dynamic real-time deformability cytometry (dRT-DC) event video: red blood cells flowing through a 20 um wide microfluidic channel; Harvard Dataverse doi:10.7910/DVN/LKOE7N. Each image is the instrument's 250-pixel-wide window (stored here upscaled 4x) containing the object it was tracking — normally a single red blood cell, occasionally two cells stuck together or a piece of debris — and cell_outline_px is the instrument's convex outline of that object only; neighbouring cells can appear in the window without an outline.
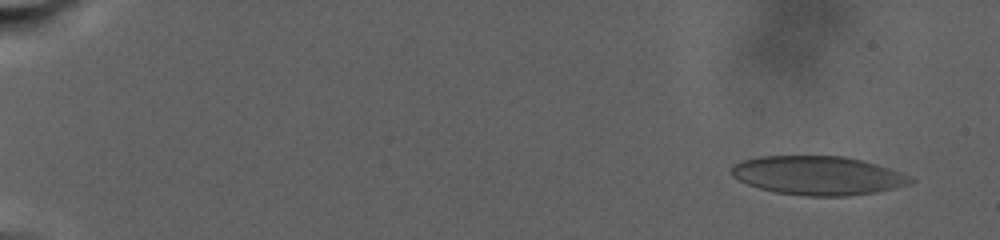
{"species": "human", "species_latin": "Homo sapiens", "temperature_condition": "warm", "stored_images_in_passage": 105, "camera_frame_rate_fps": 3000, "um_per_image_px": 0.085, "donor": {"sex": "male"}, "frame": {"image": 1, "passage_image": 8, "time_ms": 1.667, "image_size_px": [1000, 240], "cell_outline_px": [[916, 180], [908, 184], [896, 188], [876, 192], [844, 196], [808, 196], [776, 192], [760, 188], [736, 180], [732, 176], [732, 164], [744, 160], [760, 156], [844, 156], [864, 160], [900, 172]], "centroid_in_image_um": [69.51, 14.91], "position_along_channel_um": 15.5, "area_um2": 40.46}}
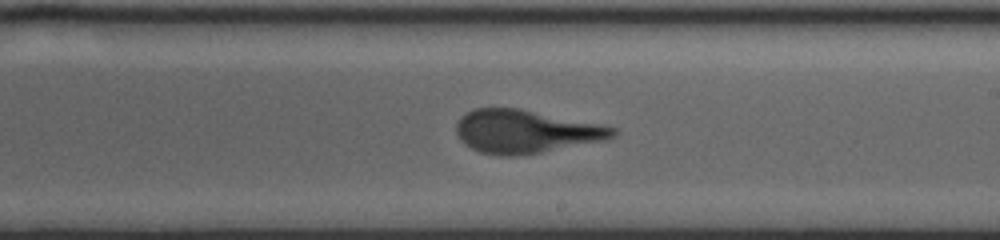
{"frame": {"image": 2, "passage_image": 71, "time_ms": 18.333, "image_size_px": [1000, 240], "cell_outline_px": [[620, 132], [616, 136], [608, 140], [540, 152], [516, 156], [500, 156], [480, 152], [464, 144], [460, 140], [456, 132], [456, 120], [460, 116], [476, 108], [520, 108], [604, 124], [616, 128]], "centroid_in_image_um": [44.72, 11.17], "position_along_channel_um": 244.3, "area_um2": 39.94}}
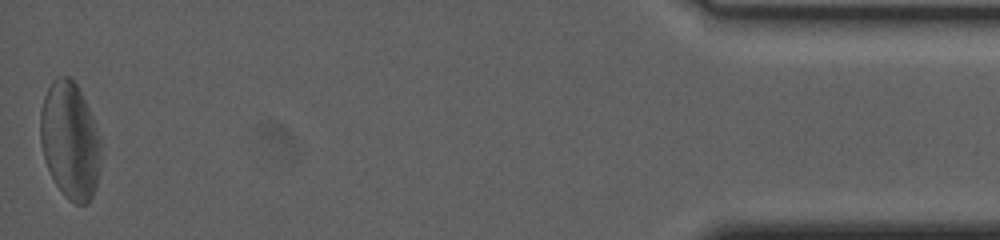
{"frame": {"image": 3, "passage_image": 105, "time_ms": 29.0, "image_size_px": [1000, 240], "cell_outline_px": [[100, 168], [96, 188], [88, 204], [76, 204], [68, 200], [64, 196], [56, 184], [48, 168], [40, 144], [40, 112], [44, 96], [52, 80], [56, 76], [68, 76], [76, 84], [92, 116], [100, 136]], "centroid_in_image_um": [5.95, 11.96], "position_along_channel_um": 429.3, "area_um2": 41.33}, "authors_computed_cell_mechanics": {"area_um2": 39.9398, "velocity_mm_per_s": 2.4278, "shape_relaxation_time_tau1_ms": 10.7335, "shape_relaxation_time_tau2_ms": 1.5833, "deformation_change_tau1": 0.2552, "deformation_change_tau2": 0.1052}}